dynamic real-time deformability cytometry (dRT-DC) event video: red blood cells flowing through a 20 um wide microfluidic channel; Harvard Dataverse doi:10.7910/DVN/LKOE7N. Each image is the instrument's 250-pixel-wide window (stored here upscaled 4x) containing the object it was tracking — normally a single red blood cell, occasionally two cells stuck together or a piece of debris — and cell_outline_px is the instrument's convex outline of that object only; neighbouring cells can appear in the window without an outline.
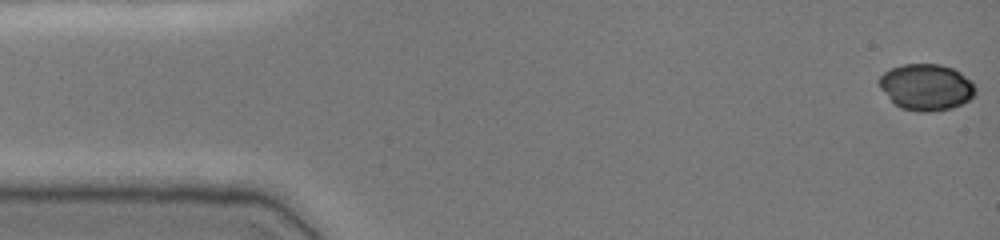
{"species": "common noctule bat (a hibernating species)", "species_latin": "Nyctalus noctula", "temperature_condition": "cold", "stored_images_in_passage": 49, "camera_frame_rate_fps": 3000, "um_per_image_px": 0.085, "animal": {"sex": "female", "body_mass_g": 19.0, "forearm_length_mm": 51.5}, "frame": {"image": 1, "passage_image": 1, "time_ms": 0.0, "image_size_px": [1000, 240], "cell_outline_px": [[976, 96], [952, 108], [932, 112], [920, 112], [900, 108], [880, 88], [880, 76], [884, 72], [892, 68], [904, 64], [940, 64], [952, 68], [960, 72], [976, 88]], "centroid_in_image_um": [78.75, 7.41], "position_along_channel_um": 6.3, "area_um2": 25.78}}
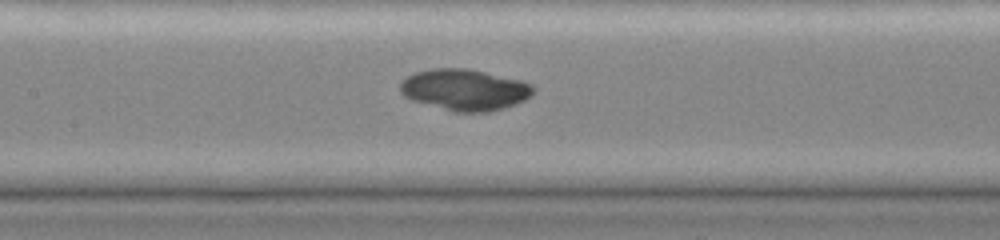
{"frame": {"image": 2, "passage_image": 23, "time_ms": 7.333, "image_size_px": [1000, 240], "cell_outline_px": [[536, 88], [532, 96], [516, 104], [504, 108], [488, 112], [452, 112], [412, 100], [404, 96], [400, 92], [400, 80], [416, 72], [432, 68], [468, 68], [524, 80], [532, 84]], "centroid_in_image_um": [39.53, 7.62], "position_along_channel_um": 167.9, "area_um2": 32.54}}
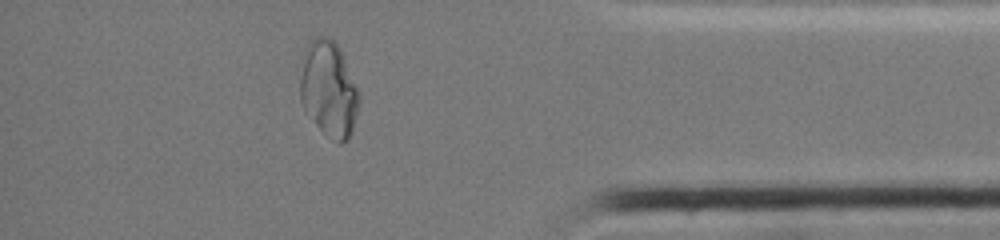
{"frame": {"image": 3, "passage_image": 43, "time_ms": 14.0, "image_size_px": [1000, 240], "cell_outline_px": [[360, 104], [352, 132], [348, 140], [340, 144], [336, 144], [324, 136], [304, 108], [300, 100], [300, 80], [304, 48], [316, 36], [328, 36], [340, 48], [360, 92]], "centroid_in_image_um": [27.97, 7.62], "position_along_channel_um": 407.2, "area_um2": 33.52}}